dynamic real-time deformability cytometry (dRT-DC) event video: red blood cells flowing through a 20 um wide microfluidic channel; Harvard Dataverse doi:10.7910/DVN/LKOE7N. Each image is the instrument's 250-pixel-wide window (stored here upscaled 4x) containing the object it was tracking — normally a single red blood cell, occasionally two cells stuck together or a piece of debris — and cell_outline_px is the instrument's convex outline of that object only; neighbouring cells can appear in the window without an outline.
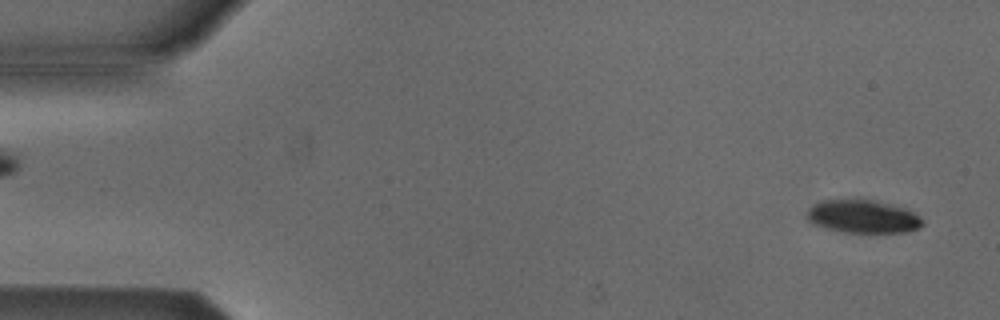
{"species": "Egyptian fruit bat (a non-hibernating species)", "species_latin": "Rousettus aegyptiacus", "temperature_condition": "cold", "stored_images_in_passage": 6, "camera_frame_rate_fps": 3000, "um_per_image_px": 0.085, "animal": {"sex": "male"}, "frame": {"image": 1, "passage_image": 1, "time_ms": 0.0, "image_size_px": [1000, 320], "cell_outline_px": [[924, 224], [920, 228], [908, 232], [844, 232], [824, 228], [808, 220], [808, 208], [812, 204], [824, 200], [856, 196], [876, 200], [904, 208], [920, 216], [924, 220]], "centroid_in_image_um": [73.35, 18.36], "position_along_channel_um": 11.7, "area_um2": 22.95}}
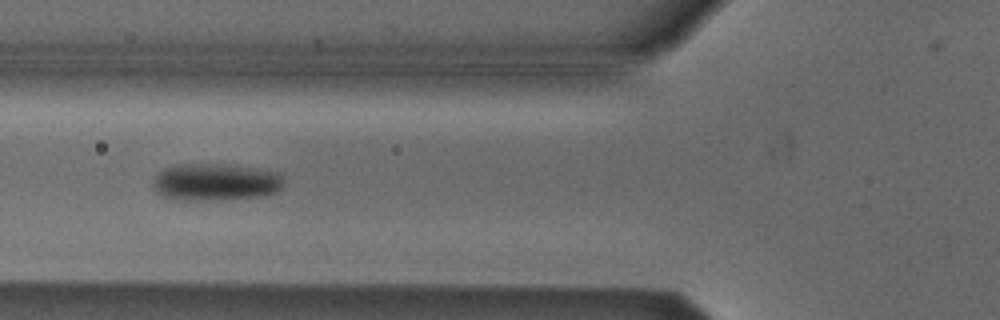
{"frame": {"image": 2, "passage_image": 5, "time_ms": 5.667, "image_size_px": [1000, 320], "cell_outline_px": [[280, 188], [276, 192], [260, 196], [188, 200], [172, 200], [156, 192], [152, 184], [156, 176], [164, 168], [180, 164], [228, 164], [280, 172]], "centroid_in_image_um": [18.26, 15.46], "position_along_channel_um": 107.5, "area_um2": 27.8}}
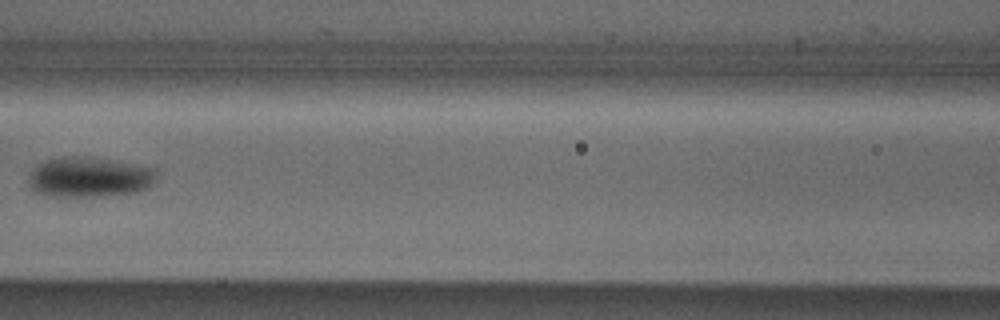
{"frame": {"image": 3, "passage_image": 6, "time_ms": 7.0, "image_size_px": [1000, 320], "cell_outline_px": [[156, 180], [148, 188], [140, 192], [92, 196], [44, 196], [36, 192], [28, 184], [28, 172], [36, 164], [44, 160], [72, 156], [76, 156], [108, 160], [156, 168]], "centroid_in_image_um": [7.55, 15.07], "position_along_channel_um": 159.1, "area_um2": 30.0}}